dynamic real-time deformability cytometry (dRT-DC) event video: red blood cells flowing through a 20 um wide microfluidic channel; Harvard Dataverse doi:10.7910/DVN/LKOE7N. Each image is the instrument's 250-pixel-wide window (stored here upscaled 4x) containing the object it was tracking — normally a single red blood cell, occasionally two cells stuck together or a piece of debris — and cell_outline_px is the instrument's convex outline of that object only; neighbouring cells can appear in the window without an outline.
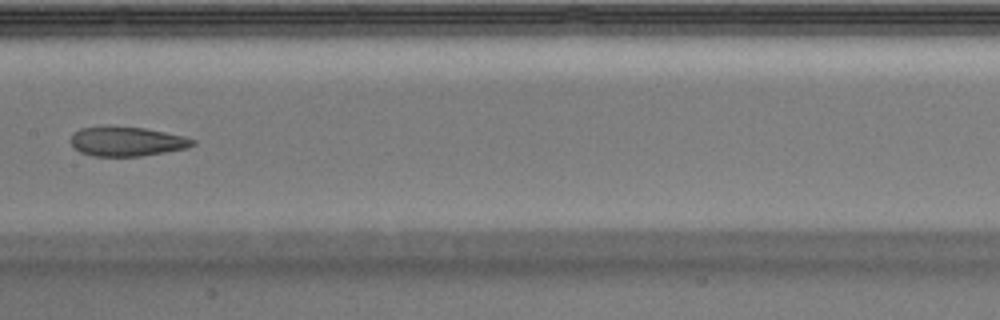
{"species": "Egyptian fruit bat (a non-hibernating species)", "species_latin": "Rousettus aegyptiacus", "temperature_condition": "warm", "stored_images_in_passage": 32, "camera_frame_rate_fps": 3000, "um_per_image_px": 0.085, "animal": {"sex": "male"}, "frame": {"image": 1, "passage_image": 14, "time_ms": 4.333, "image_size_px": [1000, 320], "cell_outline_px": [[196, 144], [188, 148], [140, 156], [92, 156], [80, 152], [72, 144], [72, 132], [80, 128], [144, 128], [184, 136], [196, 140]], "centroid_in_image_um": [10.83, 12.05], "position_along_channel_um": 196.6, "area_um2": 20.35}}
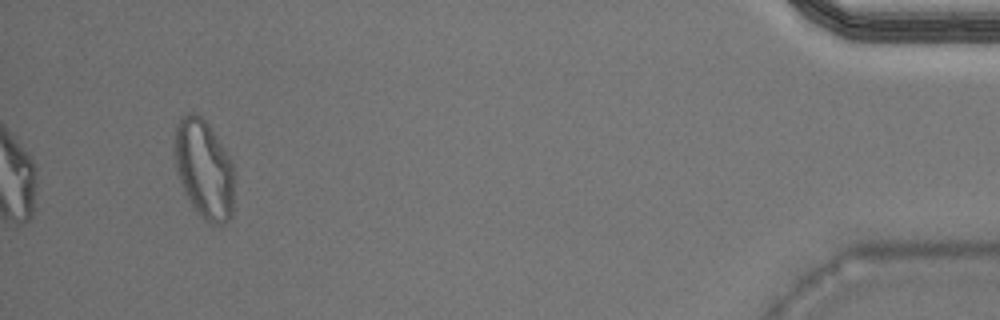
{"frame": {"image": 2, "passage_image": 32, "time_ms": 10.333, "image_size_px": [1000, 320], "cell_outline_px": [[232, 216], [228, 220], [220, 224], [212, 224], [204, 220], [192, 204], [184, 192], [176, 168], [172, 152], [176, 124], [188, 112], [192, 112], [200, 116], [208, 124], [228, 156], [232, 164]], "centroid_in_image_um": [17.29, 14.36], "position_along_channel_um": 417.9, "area_um2": 33.93}}